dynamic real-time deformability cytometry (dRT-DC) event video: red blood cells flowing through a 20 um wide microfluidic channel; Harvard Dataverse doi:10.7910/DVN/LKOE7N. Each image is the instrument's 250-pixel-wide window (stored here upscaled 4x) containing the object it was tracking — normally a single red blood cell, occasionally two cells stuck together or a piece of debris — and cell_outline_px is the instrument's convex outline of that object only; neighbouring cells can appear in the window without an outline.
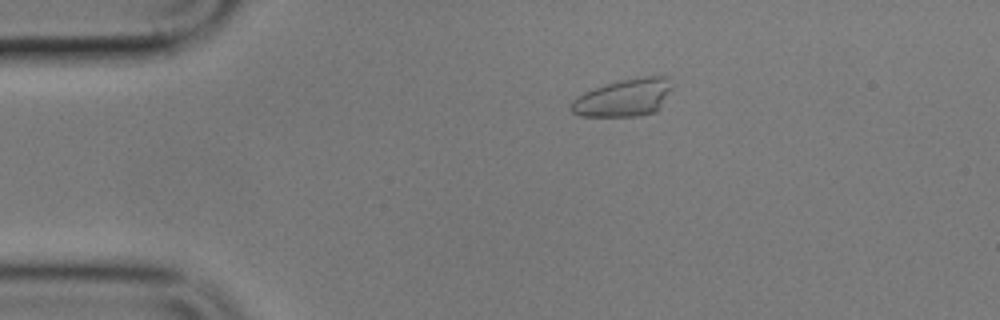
{"species": "common noctule bat (a hibernating species)", "species_latin": "Nyctalus noctula", "temperature_condition": "cold", "stored_images_in_passage": 2, "camera_frame_rate_fps": 3000, "um_per_image_px": 0.085, "animal": {"sex": "male", "body_mass_g": 17.9}, "frame": {"image": 1, "passage_image": 1, "time_ms": 0.0, "image_size_px": [1000, 320], "cell_outline_px": [[676, 84], [660, 108], [656, 112], [640, 116], [580, 116], [572, 112], [568, 108], [572, 100], [576, 96], [584, 92], [620, 80], [644, 76], [672, 76]], "centroid_in_image_um": [53.1, 8.29], "position_along_channel_um": 31.9, "area_um2": 22.66}}